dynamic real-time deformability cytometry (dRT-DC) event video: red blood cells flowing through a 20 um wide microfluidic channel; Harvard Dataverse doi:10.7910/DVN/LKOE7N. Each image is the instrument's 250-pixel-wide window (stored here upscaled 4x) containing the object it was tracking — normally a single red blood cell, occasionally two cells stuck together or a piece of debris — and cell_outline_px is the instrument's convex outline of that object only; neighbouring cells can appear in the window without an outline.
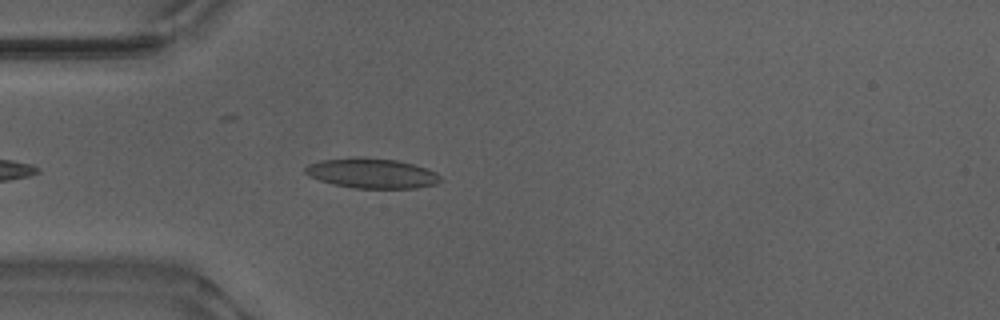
{"species": "Egyptian fruit bat (a non-hibernating species)", "species_latin": "Rousettus aegyptiacus", "temperature_condition": "warm", "stored_images_in_passage": 36, "camera_frame_rate_fps": 3000, "um_per_image_px": 0.085, "animal": {"sex": "male"}, "frame": {"image": 1, "passage_image": 5, "time_ms": 1.333, "image_size_px": [1000, 320], "cell_outline_px": [[444, 180], [436, 184], [416, 188], [352, 188], [332, 184], [308, 176], [304, 172], [304, 168], [308, 164], [320, 160], [348, 156], [364, 156], [396, 160], [412, 164], [436, 172]], "centroid_in_image_um": [31.56, 14.71], "position_along_channel_um": 53.4, "area_um2": 24.04}}
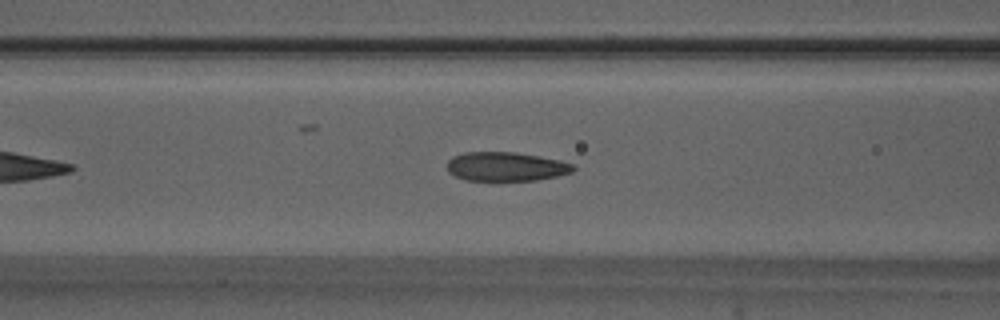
{"frame": {"image": 2, "passage_image": 11, "time_ms": 3.333, "image_size_px": [1000, 320], "cell_outline_px": [[576, 168], [572, 172], [556, 176], [536, 180], [500, 184], [464, 180], [448, 172], [448, 160], [452, 156], [464, 152], [516, 152], [560, 160], [572, 164]], "centroid_in_image_um": [42.97, 14.21], "position_along_channel_um": 123.6, "area_um2": 22.31}}
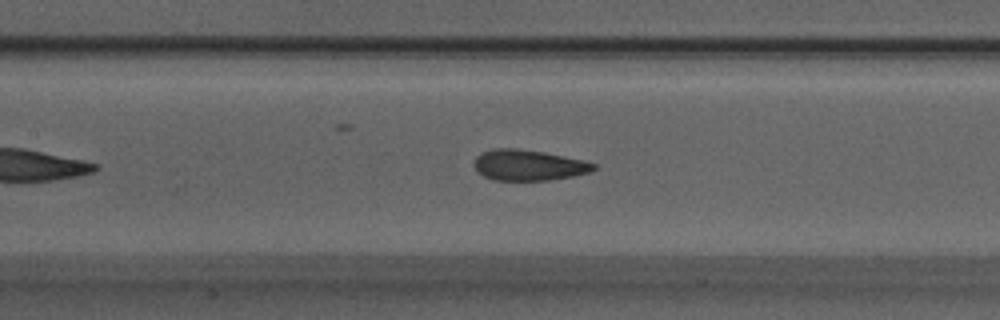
{"frame": {"image": 3, "passage_image": 14, "time_ms": 4.333, "image_size_px": [1000, 320], "cell_outline_px": [[596, 168], [588, 172], [572, 176], [552, 180], [492, 180], [484, 176], [472, 164], [476, 156], [484, 152], [496, 148], [516, 148], [544, 152], [584, 160], [596, 164]], "centroid_in_image_um": [44.92, 14.04], "position_along_channel_um": 162.5, "area_um2": 21.33}, "authors_computed_cell_mechanics": {"area_um2": 21.7906, "velocity_mm_per_s": 3.8771, "shape_relaxation_time_tau1_ms": 7.7599, "shape_relaxation_time_tau2_ms": 1.209, "deformation_change_tau1": 0.1777, "deformation_change_tau2": 0.0733}}